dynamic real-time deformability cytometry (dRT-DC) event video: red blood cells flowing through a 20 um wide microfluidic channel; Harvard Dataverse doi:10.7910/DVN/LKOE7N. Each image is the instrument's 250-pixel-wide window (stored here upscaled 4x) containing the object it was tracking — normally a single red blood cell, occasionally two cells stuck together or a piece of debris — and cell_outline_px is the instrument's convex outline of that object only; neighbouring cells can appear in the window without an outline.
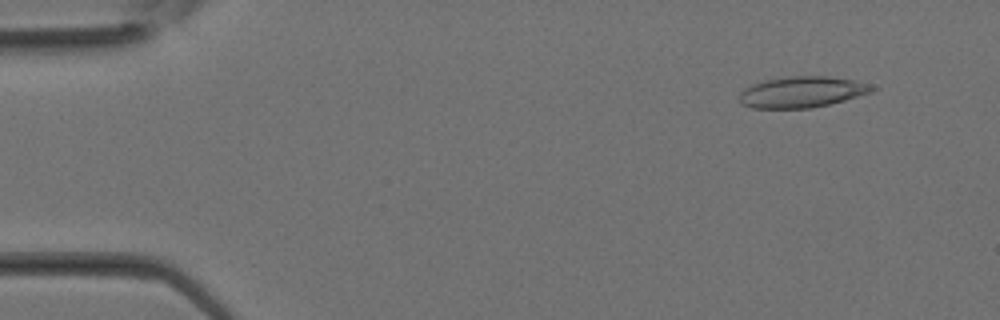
{"species": "Egyptian fruit bat (a non-hibernating species)", "species_latin": "Rousettus aegyptiacus", "temperature_condition": "room temperature", "stored_images_in_passage": 33, "camera_frame_rate_fps": 3000, "um_per_image_px": 0.085, "animal": {"sex": "female"}, "frame": {"image": 1, "passage_image": 3, "time_ms": 0.667, "image_size_px": [1000, 320], "cell_outline_px": [[880, 88], [872, 92], [844, 100], [812, 108], [752, 108], [744, 104], [740, 100], [740, 92], [744, 88], [752, 84], [764, 80], [788, 76], [828, 76], [856, 80]], "centroid_in_image_um": [68.19, 7.81], "position_along_channel_um": 16.8, "area_um2": 24.04}}
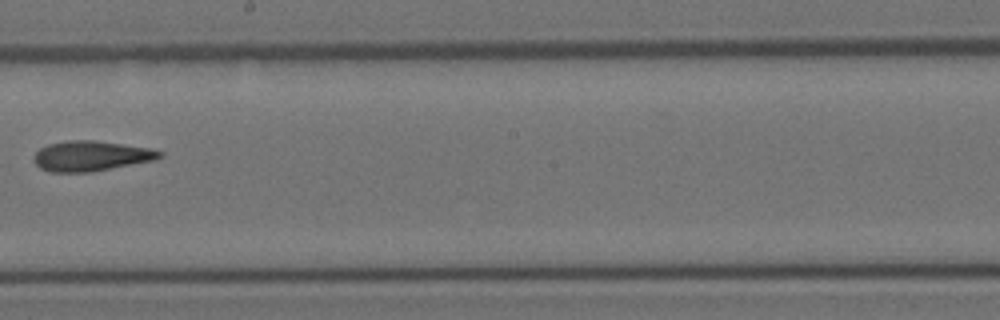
{"frame": {"image": 2, "passage_image": 19, "time_ms": 6.0, "image_size_px": [1000, 320], "cell_outline_px": [[164, 156], [156, 160], [92, 172], [48, 172], [40, 168], [36, 164], [36, 152], [40, 148], [48, 144], [68, 140], [96, 140], [148, 148], [164, 152]], "centroid_in_image_um": [7.78, 13.26], "position_along_channel_um": 240.4, "area_um2": 22.14}}
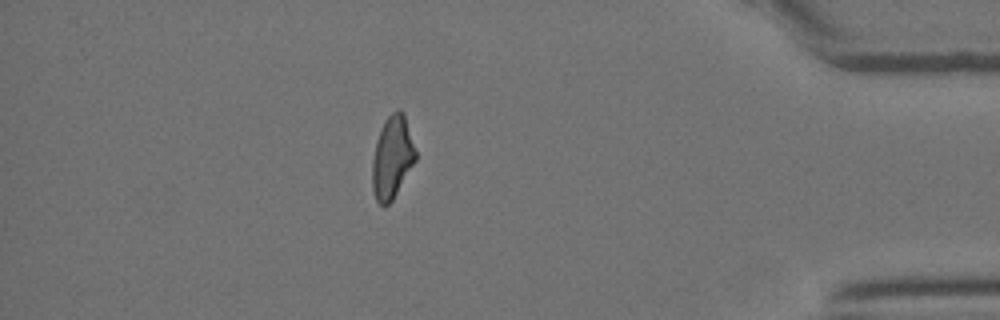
{"frame": {"image": 3, "passage_image": 29, "time_ms": 9.333, "image_size_px": [1000, 320], "cell_outline_px": [[416, 160], [392, 200], [384, 208], [376, 200], [372, 192], [372, 160], [376, 140], [380, 128], [384, 120], [392, 112], [404, 112], [416, 152]], "centroid_in_image_um": [33.31, 13.4], "position_along_channel_um": 401.9, "area_um2": 20.81}}